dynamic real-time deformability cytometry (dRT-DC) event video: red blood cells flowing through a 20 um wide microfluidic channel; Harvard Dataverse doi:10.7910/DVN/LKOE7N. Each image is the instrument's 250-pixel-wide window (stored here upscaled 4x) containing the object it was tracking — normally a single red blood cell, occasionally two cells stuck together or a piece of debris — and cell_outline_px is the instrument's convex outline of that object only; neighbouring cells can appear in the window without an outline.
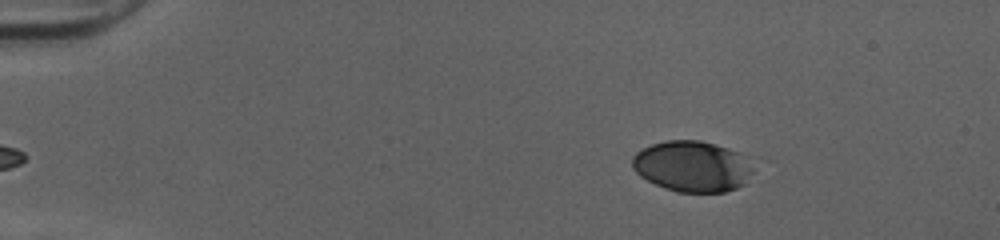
{"species": "human", "species_latin": "Homo sapiens", "temperature_condition": "cold", "stored_images_in_passage": 45, "camera_frame_rate_fps": 3000, "um_per_image_px": 0.085, "donor": {"sex": "female"}, "frame": {"image": 1, "passage_image": 2, "time_ms": 0.333, "image_size_px": [1000, 240], "cell_outline_px": [[752, 172], [744, 184], [736, 188], [724, 192], [676, 192], [664, 188], [640, 176], [632, 168], [632, 156], [636, 152], [652, 144], [664, 140], [700, 140], [728, 148], [740, 152], [752, 168]], "centroid_in_image_um": [58.81, 14.14], "position_along_channel_um": 26.2, "area_um2": 35.78}}
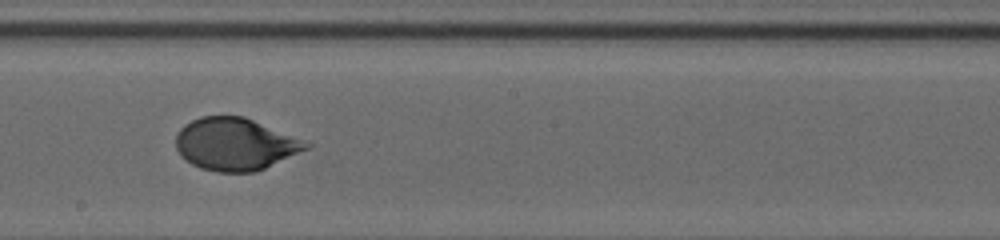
{"frame": {"image": 2, "passage_image": 24, "time_ms": 7.667, "image_size_px": [1000, 240], "cell_outline_px": [[312, 148], [256, 172], [216, 172], [200, 168], [192, 164], [180, 156], [176, 148], [176, 136], [180, 128], [184, 124], [200, 116], [244, 116], [312, 144]], "centroid_in_image_um": [19.99, 12.26], "position_along_channel_um": 228.2, "area_um2": 39.88}}
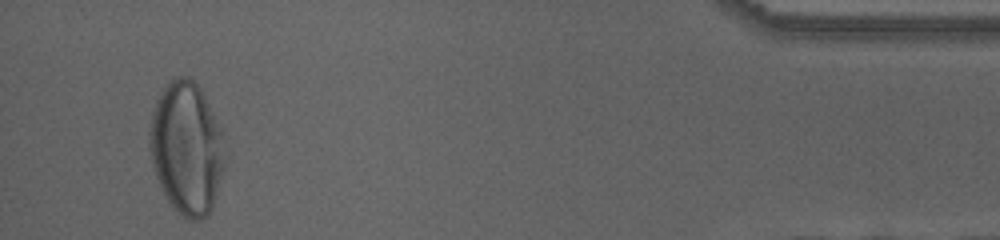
{"frame": {"image": 3, "passage_image": 43, "time_ms": 14.0, "image_size_px": [1000, 240], "cell_outline_px": [[224, 168], [216, 196], [212, 208], [208, 216], [200, 220], [188, 220], [176, 212], [172, 208], [164, 196], [160, 188], [152, 164], [148, 144], [148, 132], [152, 112], [156, 100], [160, 92], [176, 76], [188, 76], [200, 88], [224, 136]], "centroid_in_image_um": [15.84, 12.64], "position_along_channel_um": 419.4, "area_um2": 58.61}, "authors_computed_cell_mechanics": {"area_um2": 40.2288, "velocity_mm_per_s": 4.0171, "shape_relaxation_time_tau1_ms": 2.9962, "shape_relaxation_time_tau2_ms": null, "deformation_change_tau1": 0.1483, "deformation_change_tau2": null}}